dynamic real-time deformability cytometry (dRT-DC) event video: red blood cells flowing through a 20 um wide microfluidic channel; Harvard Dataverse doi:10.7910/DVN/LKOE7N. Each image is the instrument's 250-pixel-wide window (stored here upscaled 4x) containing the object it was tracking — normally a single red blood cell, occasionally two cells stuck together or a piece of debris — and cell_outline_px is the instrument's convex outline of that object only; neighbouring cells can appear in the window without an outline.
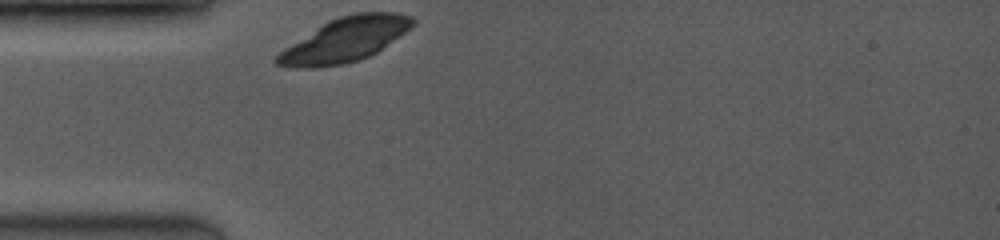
{"species": "common noctule bat (a hibernating species)", "species_latin": "Nyctalus noctula", "temperature_condition": "room temperature", "stored_images_in_passage": 2, "camera_frame_rate_fps": 3500, "um_per_image_px": 0.085, "animal": {"sex": "female", "body_mass_g": 19.0, "forearm_length_mm": 53.3}, "frame": {"image": 1, "passage_image": 1, "time_ms": 0.0, "image_size_px": [1000, 240], "cell_outline_px": [[416, 24], [376, 52], [368, 56], [344, 64], [312, 68], [296, 68], [276, 64], [272, 60], [284, 48], [324, 24], [340, 16], [356, 12], [396, 12], [412, 16], [416, 20]], "centroid_in_image_um": [29.34, 3.38], "position_along_channel_um": 55.7, "area_um2": 34.33}}